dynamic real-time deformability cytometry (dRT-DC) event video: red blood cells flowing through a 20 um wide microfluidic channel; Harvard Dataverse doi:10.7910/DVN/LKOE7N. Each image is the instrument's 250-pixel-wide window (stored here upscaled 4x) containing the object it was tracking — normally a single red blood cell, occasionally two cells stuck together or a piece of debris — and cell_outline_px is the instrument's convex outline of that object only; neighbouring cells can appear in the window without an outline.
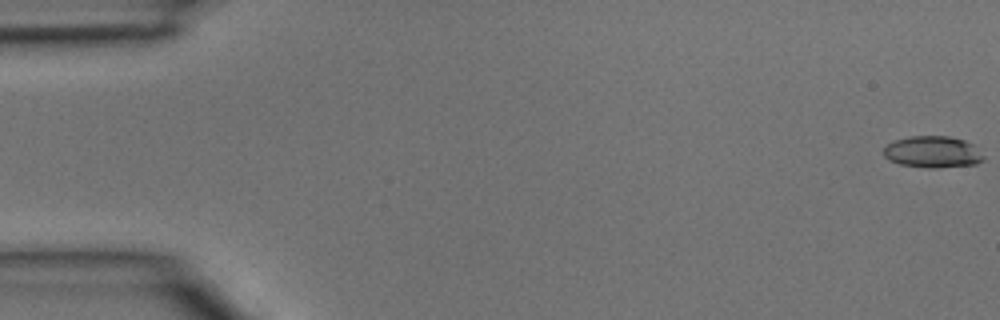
{"species": "common noctule bat (a hibernating species)", "species_latin": "Nyctalus noctula", "temperature_condition": "room temperature", "stored_images_in_passage": 4, "camera_frame_rate_fps": 3000, "um_per_image_px": 0.085, "animal": {"sex": "male", "body_mass_g": 15.6}, "frame": {"image": 1, "passage_image": 1, "time_ms": 0.0, "image_size_px": [1000, 320], "cell_outline_px": [[984, 160], [976, 164], [936, 168], [928, 168], [900, 164], [884, 156], [884, 148], [892, 140], [908, 136], [948, 136], [964, 140], [972, 144], [984, 156]], "centroid_in_image_um": [79.28, 12.91], "position_along_channel_um": 5.7, "area_um2": 18.38}}
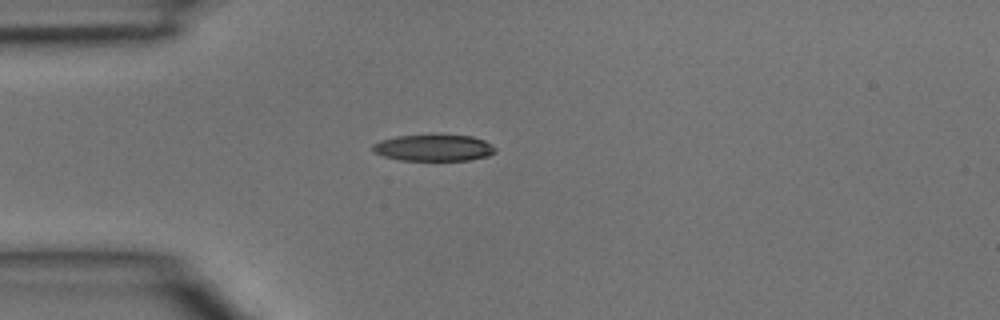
{"frame": {"image": 2, "passage_image": 4, "time_ms": 1.0, "image_size_px": [1000, 320], "cell_outline_px": [[496, 152], [488, 156], [468, 160], [400, 160], [384, 156], [372, 152], [372, 144], [380, 140], [396, 136], [472, 136], [484, 140], [492, 144], [496, 148]], "centroid_in_image_um": [36.86, 12.58], "position_along_channel_um": 48.1, "area_um2": 18.73}}